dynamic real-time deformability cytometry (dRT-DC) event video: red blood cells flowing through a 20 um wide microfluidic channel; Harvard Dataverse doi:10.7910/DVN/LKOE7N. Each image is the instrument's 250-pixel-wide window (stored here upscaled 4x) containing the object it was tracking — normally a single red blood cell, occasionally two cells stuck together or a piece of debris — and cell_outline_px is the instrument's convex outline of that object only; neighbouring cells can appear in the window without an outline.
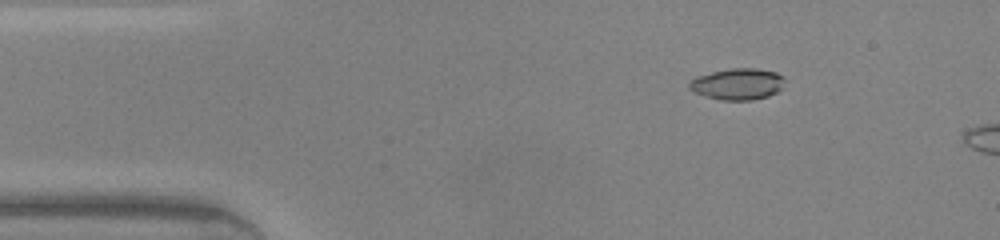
{"species": "common noctule bat (a hibernating species)", "species_latin": "Nyctalus noctula", "temperature_condition": "warm", "stored_images_in_passage": 11, "camera_frame_rate_fps": 3000, "um_per_image_px": 0.085, "animal": {"sex": "male", "body_mass_g": 20.0, "forearm_length_mm": 53.3}, "frame": {"image": 1, "passage_image": 7, "time_ms": 2.0, "image_size_px": [1000, 240], "cell_outline_px": [[784, 80], [780, 88], [776, 92], [768, 96], [752, 100], [720, 100], [696, 92], [688, 88], [688, 84], [696, 76], [728, 68], [756, 68], [776, 72], [784, 76]], "centroid_in_image_um": [62.7, 7.13], "position_along_channel_um": 22.3, "area_um2": 17.34}}